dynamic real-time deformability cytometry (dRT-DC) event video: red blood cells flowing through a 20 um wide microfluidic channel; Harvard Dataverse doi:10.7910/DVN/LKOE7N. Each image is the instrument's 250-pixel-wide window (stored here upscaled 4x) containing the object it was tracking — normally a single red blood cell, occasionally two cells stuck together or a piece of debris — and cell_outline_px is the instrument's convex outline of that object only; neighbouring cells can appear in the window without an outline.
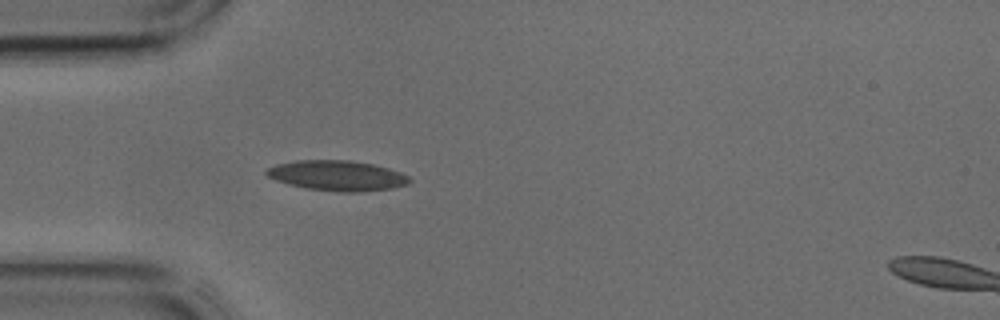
{"species": "common noctule bat (a hibernating species)", "species_latin": "Nyctalus noctula", "temperature_condition": "cold", "stored_images_in_passage": 30, "camera_frame_rate_fps": 3000, "um_per_image_px": 0.085, "animal": {"sex": "male", "body_mass_g": 17.9, "forearm_length_mm": 54.2}, "frame": {"image": 1, "passage_image": 5, "time_ms": 1.333, "image_size_px": [1000, 320], "cell_outline_px": [[412, 180], [408, 184], [392, 188], [356, 192], [336, 192], [304, 188], [288, 184], [276, 180], [268, 176], [264, 172], [268, 168], [276, 164], [296, 160], [348, 160], [372, 164], [388, 168], [400, 172], [408, 176]], "centroid_in_image_um": [28.65, 14.93], "position_along_channel_um": 56.4, "area_um2": 25.2}}
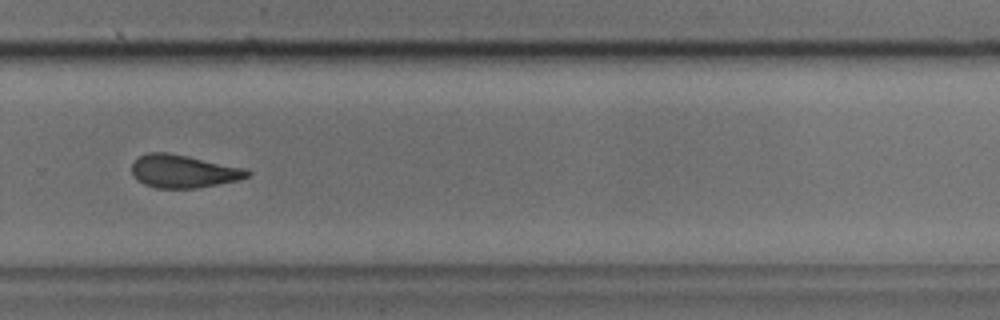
{"frame": {"image": 2, "passage_image": 22, "time_ms": 7.0, "image_size_px": [1000, 320], "cell_outline_px": [[252, 172], [248, 176], [236, 180], [196, 188], [156, 188], [144, 184], [136, 180], [132, 176], [132, 164], [140, 156], [148, 152], [168, 152], [248, 168]], "centroid_in_image_um": [15.58, 14.55], "position_along_channel_um": 314.2, "area_um2": 22.25}}